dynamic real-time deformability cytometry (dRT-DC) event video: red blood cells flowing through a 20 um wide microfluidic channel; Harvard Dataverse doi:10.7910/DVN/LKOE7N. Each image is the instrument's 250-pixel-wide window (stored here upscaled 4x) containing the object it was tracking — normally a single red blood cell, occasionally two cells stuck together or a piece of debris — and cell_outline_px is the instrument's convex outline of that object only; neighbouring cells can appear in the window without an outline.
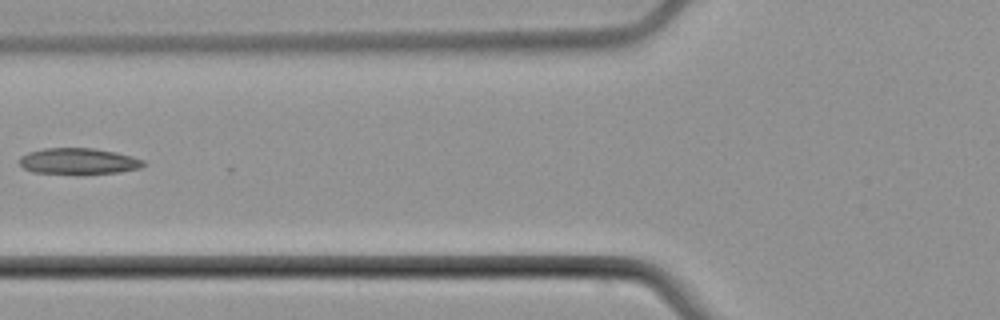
{"species": "common noctule bat (a hibernating species)", "species_latin": "Nyctalus noctula", "temperature_condition": "cold", "stored_images_in_passage": 6, "camera_frame_rate_fps": 3000, "um_per_image_px": 0.085, "animal": {"sex": "male", "body_mass_g": 21.5, "forearm_length_mm": 52.0}, "frame": {"image": 1, "passage_image": 6, "time_ms": 6.0, "image_size_px": [1000, 320], "cell_outline_px": [[148, 164], [140, 168], [120, 172], [76, 176], [32, 172], [24, 168], [20, 164], [20, 156], [28, 152], [44, 148], [92, 148], [116, 152], [132, 156], [144, 160]], "centroid_in_image_um": [6.69, 13.74], "position_along_channel_um": 119.1, "area_um2": 19.65}}